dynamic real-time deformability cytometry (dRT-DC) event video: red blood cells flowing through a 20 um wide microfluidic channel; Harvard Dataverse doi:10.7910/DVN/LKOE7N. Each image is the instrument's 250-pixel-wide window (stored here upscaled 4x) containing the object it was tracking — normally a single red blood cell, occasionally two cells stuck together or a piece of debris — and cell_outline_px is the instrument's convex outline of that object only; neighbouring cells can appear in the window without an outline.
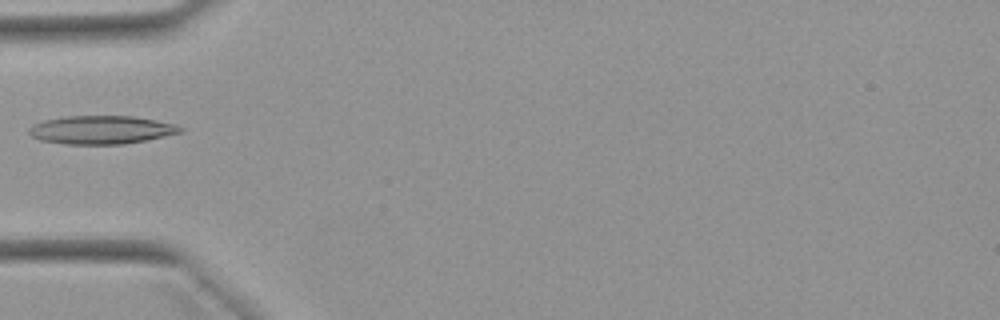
{"species": "Egyptian fruit bat (a non-hibernating species)", "species_latin": "Rousettus aegyptiacus", "temperature_condition": "warm", "stored_images_in_passage": 27, "camera_frame_rate_fps": 3000, "um_per_image_px": 0.085, "animal": {"sex": "female"}, "frame": {"image": 1, "passage_image": 1, "time_ms": 0.0, "image_size_px": [1000, 320], "cell_outline_px": [[184, 128], [180, 132], [144, 140], [124, 144], [68, 144], [40, 140], [32, 136], [28, 132], [28, 128], [32, 124], [44, 120], [64, 116], [132, 116], [156, 120], [176, 124]], "centroid_in_image_um": [8.57, 11.03], "position_along_channel_um": 76.4, "area_um2": 24.85}}
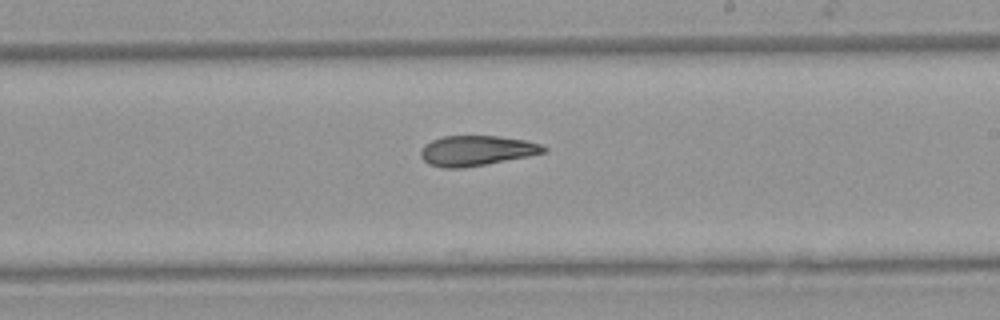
{"frame": {"image": 2, "passage_image": 14, "time_ms": 4.333, "image_size_px": [1000, 320], "cell_outline_px": [[548, 152], [528, 156], [484, 164], [460, 168], [440, 168], [428, 164], [420, 156], [420, 152], [424, 144], [432, 140], [444, 136], [500, 136], [524, 140], [540, 144], [548, 148]], "centroid_in_image_um": [40.49, 12.8], "position_along_channel_um": 248.5, "area_um2": 21.56}}
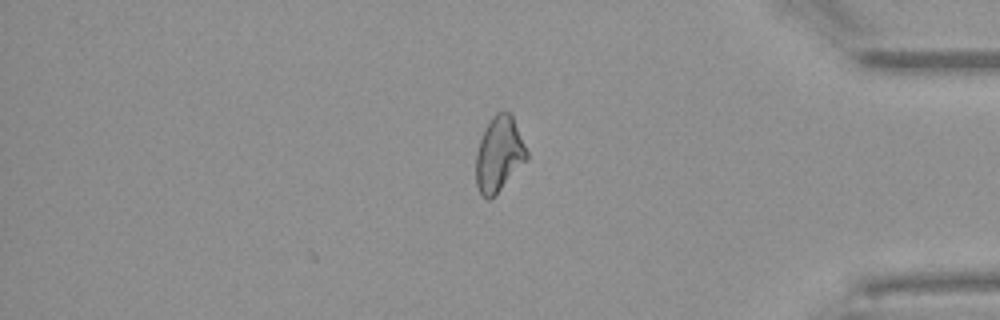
{"frame": {"image": 3, "passage_image": 27, "time_ms": 8.667, "image_size_px": [1000, 320], "cell_outline_px": [[528, 160], [488, 200], [484, 200], [476, 184], [476, 152], [480, 140], [492, 116], [496, 112], [504, 108], [512, 112], [528, 152]], "centroid_in_image_um": [42.44, 13.04], "position_along_channel_um": 392.8, "area_um2": 22.31}}